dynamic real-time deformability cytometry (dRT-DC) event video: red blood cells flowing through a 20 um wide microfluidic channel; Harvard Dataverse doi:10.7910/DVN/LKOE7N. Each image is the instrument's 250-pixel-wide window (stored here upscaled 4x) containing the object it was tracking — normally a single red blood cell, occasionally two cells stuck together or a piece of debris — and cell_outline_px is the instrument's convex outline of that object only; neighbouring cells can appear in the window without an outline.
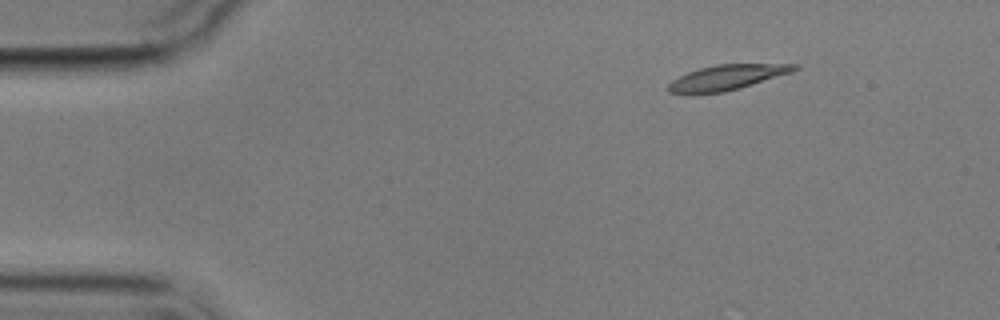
{"species": "common noctule bat (a hibernating species)", "species_latin": "Nyctalus noctula", "temperature_condition": "cold", "stored_images_in_passage": 4, "camera_frame_rate_fps": 3000, "um_per_image_px": 0.085, "animal": {"sex": "male", "body_mass_g": 17.9}, "frame": {"image": 1, "passage_image": 1, "time_ms": 0.0, "image_size_px": [1000, 320], "cell_outline_px": [[800, 68], [792, 72], [740, 88], [724, 92], [692, 96], [668, 92], [668, 84], [672, 80], [688, 72], [700, 68], [716, 64], [796, 64]], "centroid_in_image_um": [61.72, 6.61], "position_along_channel_um": 23.3, "area_um2": 18.79}}